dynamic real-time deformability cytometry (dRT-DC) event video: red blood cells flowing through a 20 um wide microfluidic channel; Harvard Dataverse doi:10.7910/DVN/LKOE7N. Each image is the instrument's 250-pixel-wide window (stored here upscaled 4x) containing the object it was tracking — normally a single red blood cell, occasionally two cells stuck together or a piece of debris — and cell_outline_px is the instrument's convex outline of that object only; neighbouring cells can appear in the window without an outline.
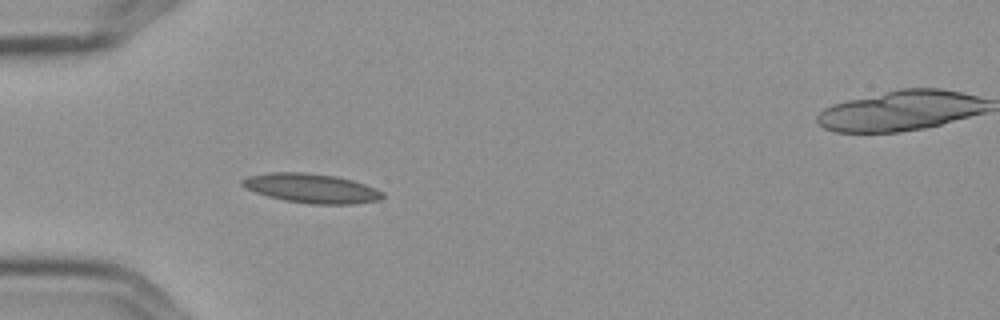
{"species": "Egyptian fruit bat (a non-hibernating species)", "species_latin": "Rousettus aegyptiacus", "temperature_condition": "cold", "stored_images_in_passage": 6, "camera_frame_rate_fps": 3000, "um_per_image_px": 0.085, "frame": {"image": 1, "passage_image": 5, "time_ms": 1.333, "image_size_px": [1000, 320], "cell_outline_px": [[384, 196], [380, 200], [356, 204], [308, 204], [284, 200], [268, 196], [244, 188], [240, 184], [240, 180], [248, 176], [268, 172], [304, 172], [336, 176], [352, 180], [376, 188], [384, 192]], "centroid_in_image_um": [26.47, 16.0], "position_along_channel_um": 58.5, "area_um2": 24.22}}